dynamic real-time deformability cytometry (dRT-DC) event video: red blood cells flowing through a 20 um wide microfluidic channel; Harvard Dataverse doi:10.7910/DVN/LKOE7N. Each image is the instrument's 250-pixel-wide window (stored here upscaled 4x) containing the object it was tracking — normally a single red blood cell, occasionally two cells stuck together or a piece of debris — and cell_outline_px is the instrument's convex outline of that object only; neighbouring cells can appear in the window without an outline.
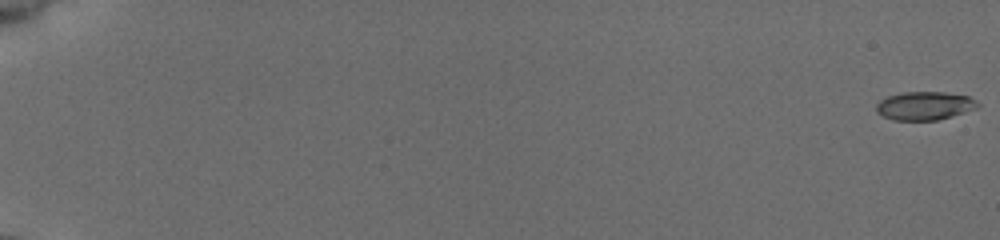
{"species": "common noctule bat (a hibernating species)", "species_latin": "Nyctalus noctula", "temperature_condition": "cold", "stored_images_in_passage": 55, "camera_frame_rate_fps": 3000, "um_per_image_px": 0.085, "animal": {"sex": "female", "body_mass_g": 19.5, "forearm_length_mm": 54.1}, "frame": {"image": 1, "passage_image": 1, "time_ms": 0.0, "image_size_px": [1000, 240], "cell_outline_px": [[980, 104], [976, 108], [936, 120], [892, 120], [876, 112], [876, 104], [880, 100], [888, 96], [904, 92], [944, 92], [968, 96], [976, 100]], "centroid_in_image_um": [78.56, 8.98], "position_along_channel_um": 6.4, "area_um2": 16.59}}
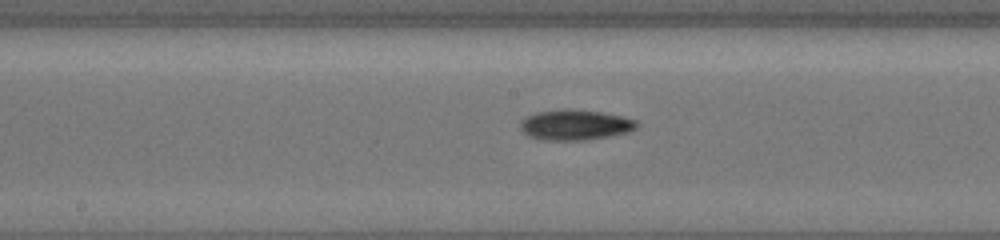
{"frame": {"image": 2, "passage_image": 32, "time_ms": 10.333, "image_size_px": [1000, 240], "cell_outline_px": [[640, 124], [636, 128], [628, 132], [608, 136], [584, 140], [540, 140], [528, 136], [520, 128], [520, 124], [528, 116], [540, 112], [564, 108], [600, 112], [620, 116], [636, 120]], "centroid_in_image_um": [48.9, 10.62], "position_along_channel_um": 199.3, "area_um2": 20.4}}
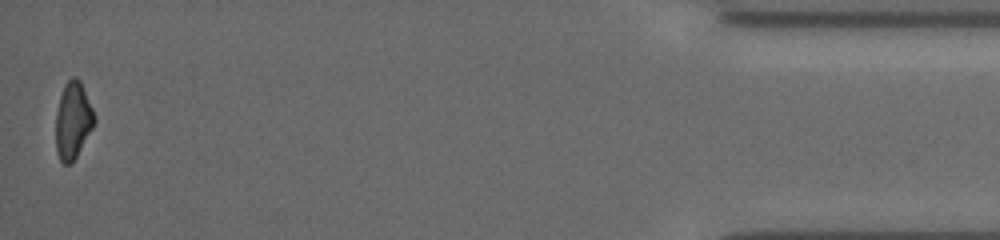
{"frame": {"image": 3, "passage_image": 55, "time_ms": 18.0, "image_size_px": [1000, 240], "cell_outline_px": [[96, 120], [92, 128], [72, 164], [64, 164], [60, 160], [56, 152], [56, 112], [60, 96], [64, 84], [72, 76], [76, 76], [80, 80], [96, 116]], "centroid_in_image_um": [6.2, 10.23], "position_along_channel_um": 429.0, "area_um2": 17.34}, "authors_computed_cell_mechanics": {"area_um2": 17.918, "velocity_mm_per_s": 3.9538, "shape_relaxation_time_tau1_ms": 5.2181, "shape_relaxation_time_tau2_ms": null, "deformation_change_tau1": 0.1403, "deformation_change_tau2": null}}